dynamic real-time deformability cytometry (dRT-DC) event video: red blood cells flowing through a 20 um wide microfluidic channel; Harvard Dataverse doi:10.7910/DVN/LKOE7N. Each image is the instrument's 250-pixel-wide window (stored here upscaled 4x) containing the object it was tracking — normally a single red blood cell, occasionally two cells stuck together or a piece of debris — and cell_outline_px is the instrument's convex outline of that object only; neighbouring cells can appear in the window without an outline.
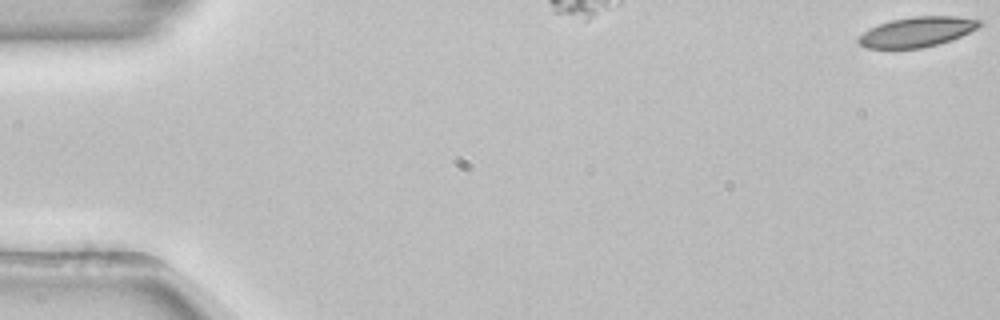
{"species": "common noctule bat (a hibernating species)", "species_latin": "Nyctalus noctula", "temperature_condition": "room temperature", "stored_images_in_passage": 41, "camera_frame_rate_fps": 3000, "um_per_image_px": 0.085, "animal": {"sex": "female", "body_mass_g": 22.7, "forearm_length_mm": 54.2}, "frame": {"image": 1, "passage_image": 1, "time_ms": 0.0, "image_size_px": [1000, 320], "cell_outline_px": [[984, 24], [980, 28], [952, 40], [924, 48], [864, 48], [856, 40], [864, 32], [880, 24], [892, 20], [912, 16], [956, 16], [980, 20]], "centroid_in_image_um": [78.01, 2.71], "position_along_channel_um": 7.0, "area_um2": 21.21}}